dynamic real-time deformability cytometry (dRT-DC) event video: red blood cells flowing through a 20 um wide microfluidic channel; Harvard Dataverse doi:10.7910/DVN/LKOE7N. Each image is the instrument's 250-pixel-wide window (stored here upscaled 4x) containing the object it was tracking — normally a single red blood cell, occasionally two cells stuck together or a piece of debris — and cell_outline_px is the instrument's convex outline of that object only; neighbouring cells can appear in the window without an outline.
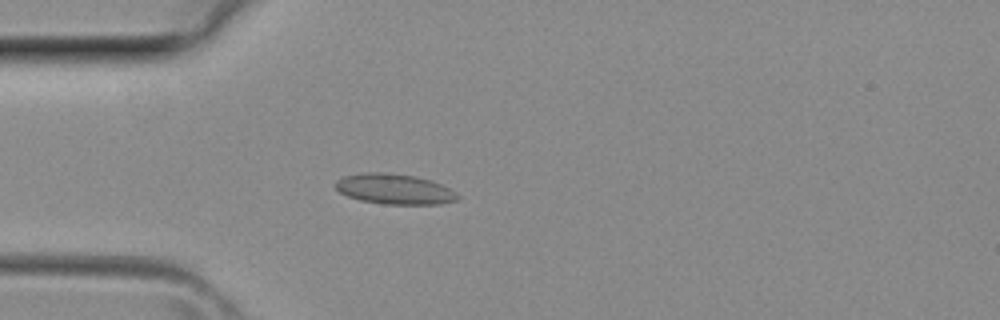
{"species": "common noctule bat (a hibernating species)", "species_latin": "Nyctalus noctula", "temperature_condition": "room temperature", "stored_images_in_passage": 24, "camera_frame_rate_fps": 3000, "um_per_image_px": 0.085, "animal": {"sex": "female", "body_mass_g": 29.2, "forearm_length_mm": 56.3}, "frame": {"image": 1, "passage_image": 3, "time_ms": 0.667, "image_size_px": [1000, 320], "cell_outline_px": [[460, 196], [456, 200], [440, 204], [384, 204], [360, 200], [348, 196], [340, 192], [336, 188], [336, 180], [344, 176], [364, 172], [388, 172], [416, 176], [432, 180], [456, 192]], "centroid_in_image_um": [33.53, 16.06], "position_along_channel_um": 51.5, "area_um2": 21.62}}
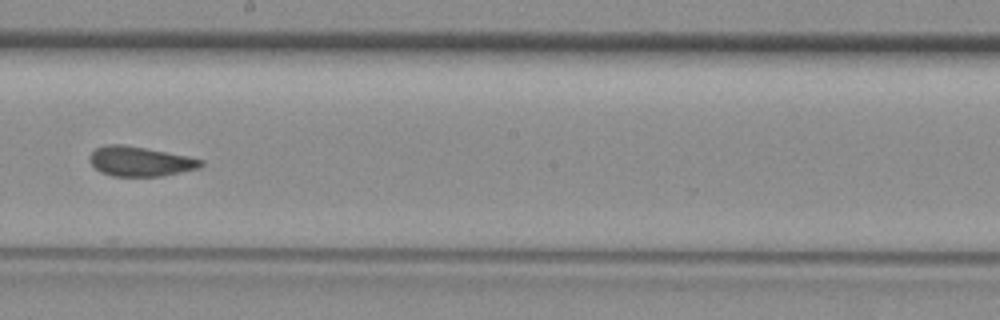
{"frame": {"image": 2, "passage_image": 14, "time_ms": 4.333, "image_size_px": [1000, 320], "cell_outline_px": [[204, 164], [200, 168], [160, 176], [112, 176], [100, 172], [88, 160], [88, 156], [96, 148], [104, 144], [124, 144], [188, 156], [204, 160]], "centroid_in_image_um": [11.89, 13.71], "position_along_channel_um": 236.3, "area_um2": 19.36}}
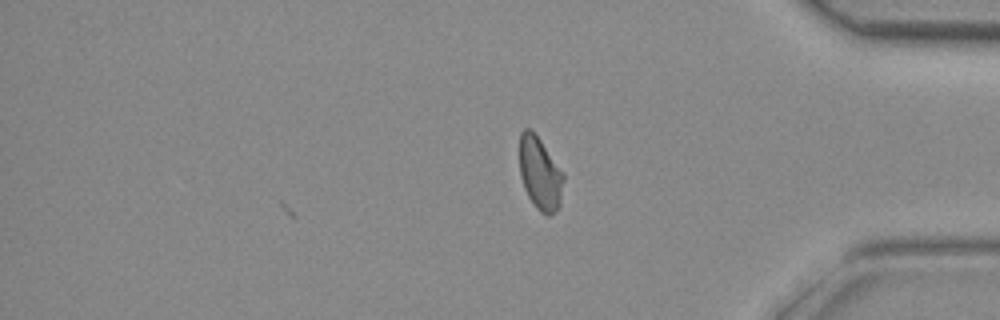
{"frame": {"image": 3, "passage_image": 24, "time_ms": 7.667, "image_size_px": [1000, 320], "cell_outline_px": [[564, 180], [560, 204], [556, 212], [548, 216], [540, 212], [536, 208], [528, 196], [524, 188], [520, 176], [520, 132], [524, 128], [532, 128], [564, 172]], "centroid_in_image_um": [45.91, 14.74], "position_along_channel_um": 389.3, "area_um2": 19.02}}